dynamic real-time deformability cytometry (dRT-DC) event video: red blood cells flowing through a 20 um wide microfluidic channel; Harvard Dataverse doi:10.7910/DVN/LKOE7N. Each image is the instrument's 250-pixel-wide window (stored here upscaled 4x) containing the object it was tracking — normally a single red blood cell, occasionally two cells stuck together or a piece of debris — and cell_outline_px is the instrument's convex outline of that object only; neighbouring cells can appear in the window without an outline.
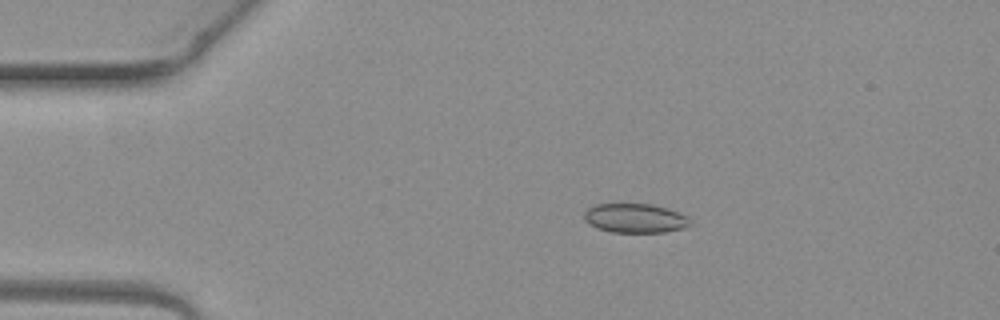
{"species": "common noctule bat (a hibernating species)", "species_latin": "Nyctalus noctula", "temperature_condition": "warm", "stored_images_in_passage": 4, "camera_frame_rate_fps": 3000, "um_per_image_px": 0.085, "animal": {"sex": "female", "body_mass_g": 19.3, "forearm_length_mm": 54.1}, "frame": {"image": 1, "passage_image": 2, "time_ms": 0.333, "image_size_px": [1000, 320], "cell_outline_px": [[692, 224], [684, 228], [664, 232], [612, 232], [596, 228], [584, 220], [584, 212], [588, 208], [596, 204], [652, 204], [680, 212], [688, 216]], "centroid_in_image_um": [54.0, 18.55], "position_along_channel_um": 31.0, "area_um2": 18.15}}